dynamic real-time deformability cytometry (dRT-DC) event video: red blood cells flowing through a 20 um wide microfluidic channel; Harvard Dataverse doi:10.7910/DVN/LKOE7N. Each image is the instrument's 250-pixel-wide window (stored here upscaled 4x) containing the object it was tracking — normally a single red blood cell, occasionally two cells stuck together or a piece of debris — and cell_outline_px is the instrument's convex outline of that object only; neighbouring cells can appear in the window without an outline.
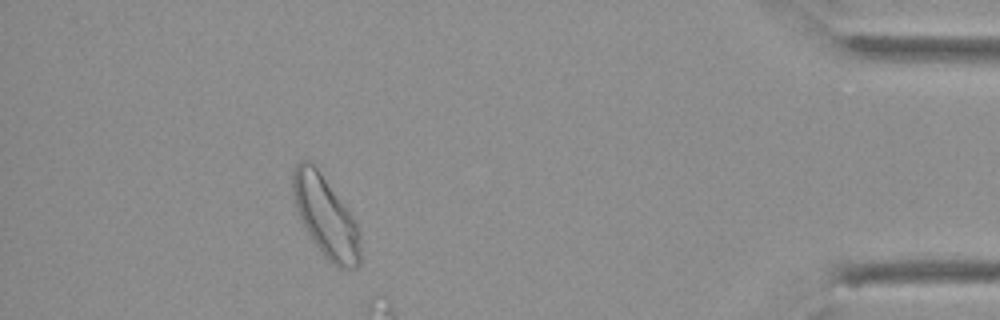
{"species": "Egyptian fruit bat (a non-hibernating species)", "species_latin": "Rousettus aegyptiacus", "temperature_condition": "cold", "stored_images_in_passage": 44, "camera_frame_rate_fps": 3000, "um_per_image_px": 0.085, "animal": {"sex": "female"}, "frame": {"image": 1, "passage_image": 39, "time_ms": 12.667, "image_size_px": [1000, 320], "cell_outline_px": [[360, 264], [356, 268], [340, 268], [332, 264], [324, 256], [312, 240], [300, 220], [296, 208], [292, 192], [292, 168], [300, 160], [308, 160], [320, 172], [352, 216], [360, 232]], "centroid_in_image_um": [27.66, 18.43], "position_along_channel_um": 407.5, "area_um2": 31.56}}